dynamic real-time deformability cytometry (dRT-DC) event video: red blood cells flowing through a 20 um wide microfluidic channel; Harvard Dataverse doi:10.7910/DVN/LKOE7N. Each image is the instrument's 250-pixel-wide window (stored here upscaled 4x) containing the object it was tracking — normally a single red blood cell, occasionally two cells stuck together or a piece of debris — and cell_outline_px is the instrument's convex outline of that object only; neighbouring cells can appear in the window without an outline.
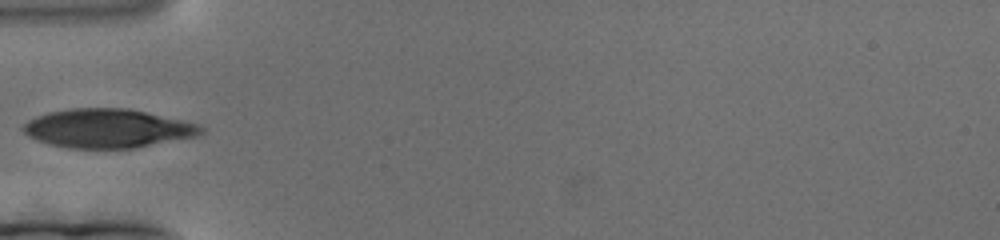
{"species": "human", "species_latin": "Homo sapiens", "temperature_condition": "cold", "stored_images_in_passage": 18, "camera_frame_rate_fps": 3000, "um_per_image_px": 0.085, "donor": {"sex": "female"}, "frame": {"image": 1, "passage_image": 1, "time_ms": 0.0, "image_size_px": [1000, 240], "cell_outline_px": [[204, 132], [196, 136], [136, 148], [68, 148], [48, 144], [36, 140], [28, 136], [20, 128], [28, 120], [36, 116], [48, 112], [72, 108], [128, 108], [180, 120], [196, 124], [204, 128]], "centroid_in_image_um": [9.09, 10.92], "position_along_channel_um": 75.9, "area_um2": 40.17}}